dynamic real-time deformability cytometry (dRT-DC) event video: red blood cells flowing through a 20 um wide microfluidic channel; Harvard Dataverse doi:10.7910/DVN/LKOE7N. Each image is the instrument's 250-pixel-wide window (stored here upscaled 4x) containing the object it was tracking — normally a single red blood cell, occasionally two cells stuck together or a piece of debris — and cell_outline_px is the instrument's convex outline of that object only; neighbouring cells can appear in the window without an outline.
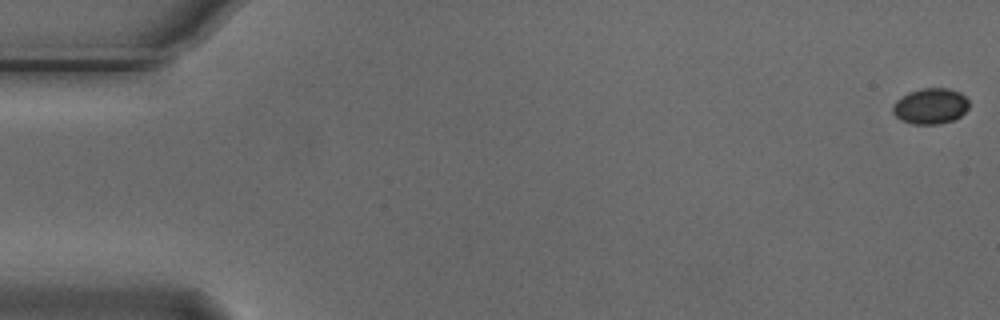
{"species": "Egyptian fruit bat (a non-hibernating species)", "species_latin": "Rousettus aegyptiacus", "temperature_condition": "cold", "stored_images_in_passage": 3, "camera_frame_rate_fps": 3000, "um_per_image_px": 0.085, "animal": {"sex": "male"}, "frame": {"image": 1, "passage_image": 1, "time_ms": 0.0, "image_size_px": [1000, 320], "cell_outline_px": [[968, 108], [956, 120], [940, 124], [912, 124], [900, 120], [892, 112], [892, 108], [896, 100], [908, 92], [924, 88], [948, 88], [960, 92], [968, 100]], "centroid_in_image_um": [79.09, 9.03], "position_along_channel_um": 5.9, "area_um2": 16.01}}